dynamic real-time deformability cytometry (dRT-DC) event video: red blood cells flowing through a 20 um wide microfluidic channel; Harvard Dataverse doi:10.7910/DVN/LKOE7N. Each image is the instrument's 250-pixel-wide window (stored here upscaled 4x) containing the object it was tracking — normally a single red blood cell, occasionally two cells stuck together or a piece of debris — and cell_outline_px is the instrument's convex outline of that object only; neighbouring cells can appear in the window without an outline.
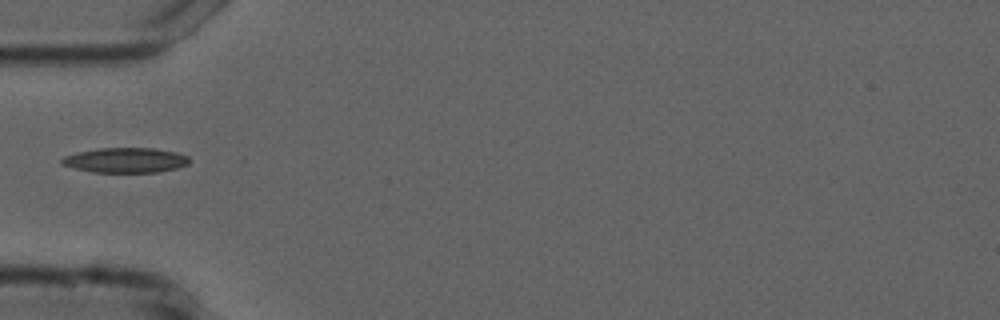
{"species": "common noctule bat (a hibernating species)", "species_latin": "Nyctalus noctula", "temperature_condition": "cold", "stored_images_in_passage": 34, "camera_frame_rate_fps": 3000, "um_per_image_px": 0.085, "animal": {"sex": "male", "forearm_length_mm": 52.5}, "frame": {"image": 1, "passage_image": 1, "time_ms": 0.0, "image_size_px": [1000, 320], "cell_outline_px": [[188, 164], [176, 168], [160, 172], [92, 172], [76, 168], [64, 164], [60, 160], [64, 156], [76, 152], [100, 148], [156, 148], [176, 152], [188, 156]], "centroid_in_image_um": [10.69, 13.61], "position_along_channel_um": 74.3, "area_um2": 18.44}}
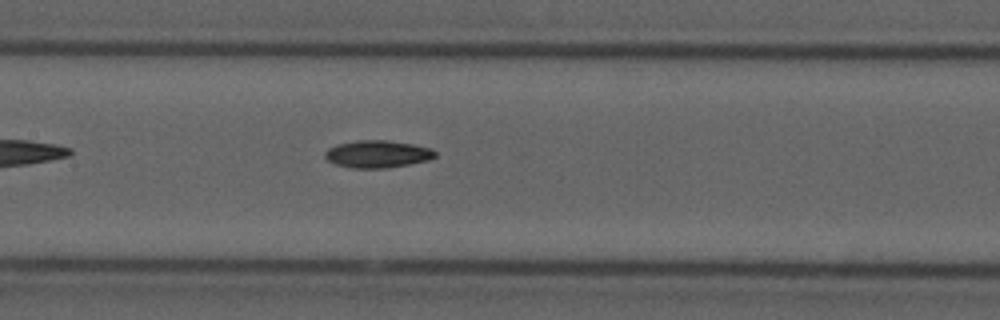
{"frame": {"image": 2, "passage_image": 9, "time_ms": 2.667, "image_size_px": [1000, 320], "cell_outline_px": [[436, 156], [428, 160], [388, 168], [348, 168], [336, 164], [328, 160], [324, 156], [324, 152], [328, 148], [336, 144], [356, 140], [388, 140], [412, 144], [432, 148], [436, 152]], "centroid_in_image_um": [32.06, 13.09], "position_along_channel_um": 175.3, "area_um2": 17.69}}
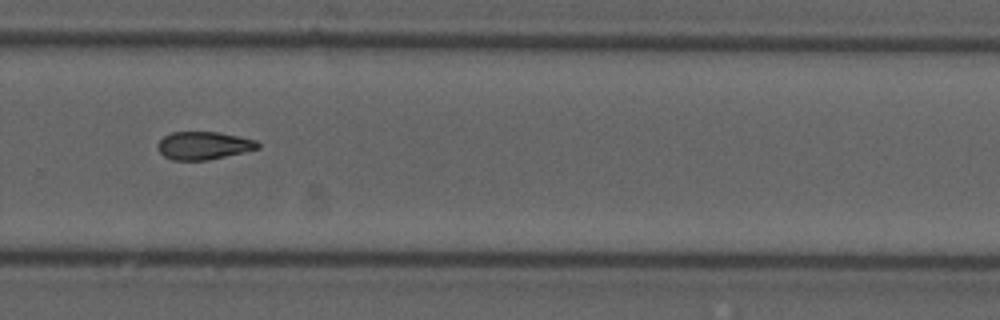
{"frame": {"image": 3, "passage_image": 20, "time_ms": 6.333, "image_size_px": [1000, 320], "cell_outline_px": [[260, 148], [244, 152], [208, 160], [172, 160], [164, 156], [156, 148], [156, 144], [164, 136], [172, 132], [220, 132], [256, 140], [260, 144]], "centroid_in_image_um": [17.3, 12.37], "position_along_channel_um": 312.5, "area_um2": 16.36}}